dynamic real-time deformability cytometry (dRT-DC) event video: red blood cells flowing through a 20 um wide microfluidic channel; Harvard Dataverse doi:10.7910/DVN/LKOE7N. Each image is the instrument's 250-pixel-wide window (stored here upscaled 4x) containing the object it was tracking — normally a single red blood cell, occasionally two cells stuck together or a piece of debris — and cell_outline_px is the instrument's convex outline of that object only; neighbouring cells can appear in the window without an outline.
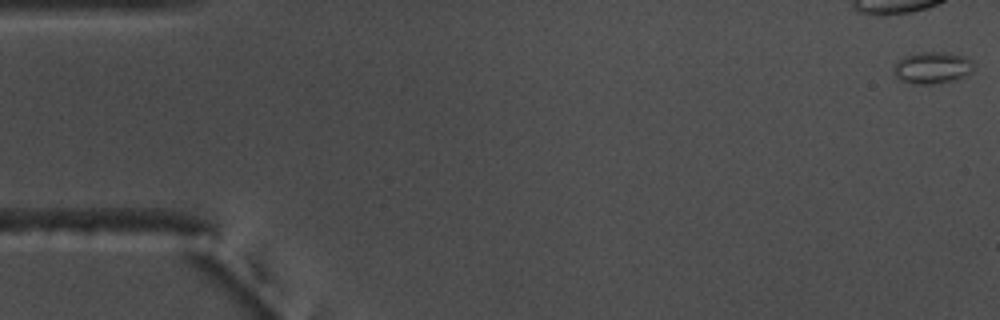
{"species": "common noctule bat (a hibernating species)", "species_latin": "Nyctalus noctula", "temperature_condition": "warm", "stored_images_in_passage": 45, "segment_of_instrument_passage": [1, 2], "camera_frame_rate_fps": 3000, "um_per_image_px": 0.085, "animal": {"sex": "male", "body_mass_g": 17.5, "forearm_length_mm": 52.3}, "frame": {"image": 1, "passage_image": 1, "time_ms": 0.0, "image_size_px": [1000, 320], "cell_outline_px": [[976, 64], [972, 72], [956, 80], [928, 84], [912, 84], [900, 80], [896, 76], [896, 64], [900, 60], [908, 56], [924, 52], [944, 52], [964, 56], [972, 60]], "centroid_in_image_um": [79.34, 5.77], "position_along_channel_um": 5.7, "area_um2": 14.57}}